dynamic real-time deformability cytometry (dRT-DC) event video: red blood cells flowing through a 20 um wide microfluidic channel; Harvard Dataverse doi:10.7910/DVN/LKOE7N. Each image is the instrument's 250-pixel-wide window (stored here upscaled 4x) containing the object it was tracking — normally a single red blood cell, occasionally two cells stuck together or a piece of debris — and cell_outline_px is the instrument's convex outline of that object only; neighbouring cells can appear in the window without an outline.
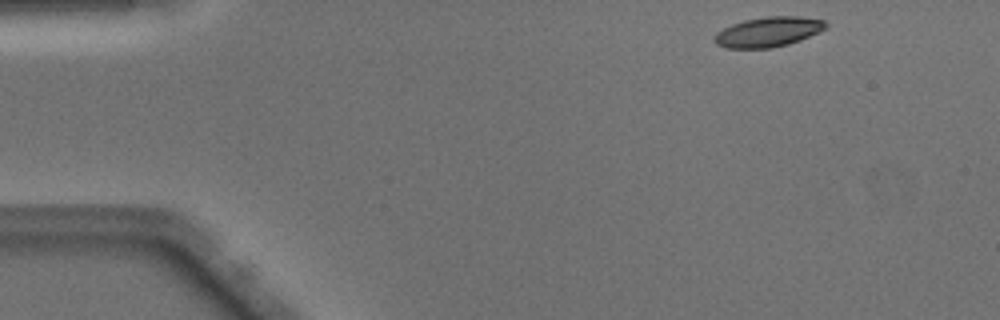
{"species": "Egyptian fruit bat (a non-hibernating species)", "species_latin": "Rousettus aegyptiacus", "temperature_condition": "warm", "stored_images_in_passage": 44, "camera_frame_rate_fps": 3000, "um_per_image_px": 0.085, "animal": {"sex": "male"}, "frame": {"image": 1, "passage_image": 1, "time_ms": 0.0, "image_size_px": [1000, 320], "cell_outline_px": [[828, 24], [824, 28], [800, 40], [788, 44], [772, 48], [728, 48], [716, 44], [716, 32], [732, 24], [744, 20], [768, 16], [796, 16], [824, 20]], "centroid_in_image_um": [65.29, 2.71], "position_along_channel_um": 19.7, "area_um2": 19.07}}
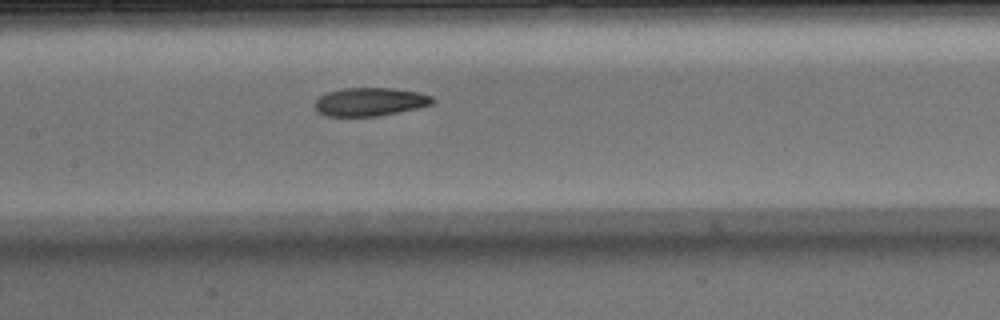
{"frame": {"image": 2, "passage_image": 19, "time_ms": 6.0, "image_size_px": [1000, 320], "cell_outline_px": [[436, 100], [432, 104], [416, 108], [380, 116], [324, 116], [316, 108], [316, 100], [320, 96], [328, 92], [344, 88], [392, 88], [416, 92], [432, 96]], "centroid_in_image_um": [31.46, 8.65], "position_along_channel_um": 175.9, "area_um2": 19.25}}
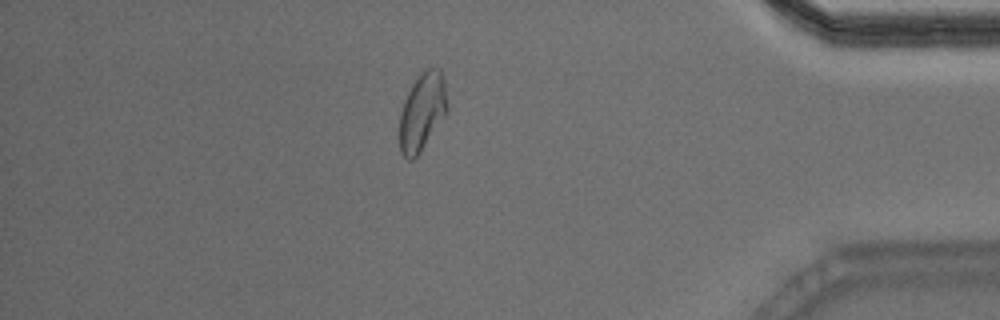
{"frame": {"image": 3, "passage_image": 38, "time_ms": 12.333, "image_size_px": [1000, 320], "cell_outline_px": [[444, 116], [420, 152], [412, 160], [408, 160], [400, 152], [400, 112], [404, 100], [412, 84], [428, 68], [440, 68], [444, 80]], "centroid_in_image_um": [35.83, 9.53], "position_along_channel_um": 399.4, "area_um2": 20.69}, "authors_computed_cell_mechanics": {"area_um2": 20.3167, "velocity_mm_per_s": 4.0886, "shape_relaxation_time_tau1_ms": 10.9887, "shape_relaxation_time_tau2_ms": 2.9607, "deformation_change_tau1": 0.2429, "deformation_change_tau2": 0.0925}}